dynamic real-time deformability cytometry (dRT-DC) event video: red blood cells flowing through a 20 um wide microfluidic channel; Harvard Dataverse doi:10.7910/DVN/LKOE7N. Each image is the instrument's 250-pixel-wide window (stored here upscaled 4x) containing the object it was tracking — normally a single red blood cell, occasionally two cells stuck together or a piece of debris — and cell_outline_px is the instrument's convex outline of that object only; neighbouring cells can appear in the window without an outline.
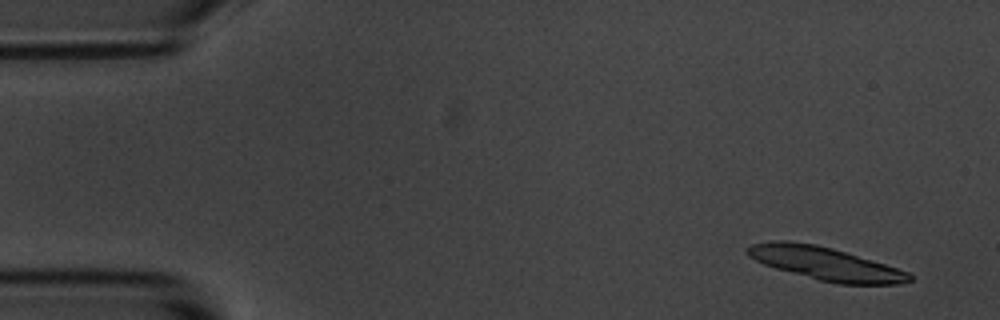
{"species": "common noctule bat (a hibernating species)", "species_latin": "Nyctalus noctula", "temperature_condition": "room temperature", "stored_images_in_passage": 8, "segment_of_instrument_passage": [1, 2], "camera_frame_rate_fps": 3000, "um_per_image_px": 0.085, "animal": {"sex": "male", "body_mass_g": 20.1, "forearm_length_mm": 53.5}, "frame": {"image": 1, "passage_image": 1, "time_ms": 0.0, "image_size_px": [1000, 320], "cell_outline_px": [[912, 280], [900, 284], [840, 284], [820, 280], [776, 268], [764, 264], [748, 256], [744, 248], [752, 244], [772, 240], [788, 240], [816, 244], [832, 248], [872, 260], [908, 272], [912, 276]], "centroid_in_image_um": [70.12, 22.39], "position_along_channel_um": 14.9, "area_um2": 30.98}}